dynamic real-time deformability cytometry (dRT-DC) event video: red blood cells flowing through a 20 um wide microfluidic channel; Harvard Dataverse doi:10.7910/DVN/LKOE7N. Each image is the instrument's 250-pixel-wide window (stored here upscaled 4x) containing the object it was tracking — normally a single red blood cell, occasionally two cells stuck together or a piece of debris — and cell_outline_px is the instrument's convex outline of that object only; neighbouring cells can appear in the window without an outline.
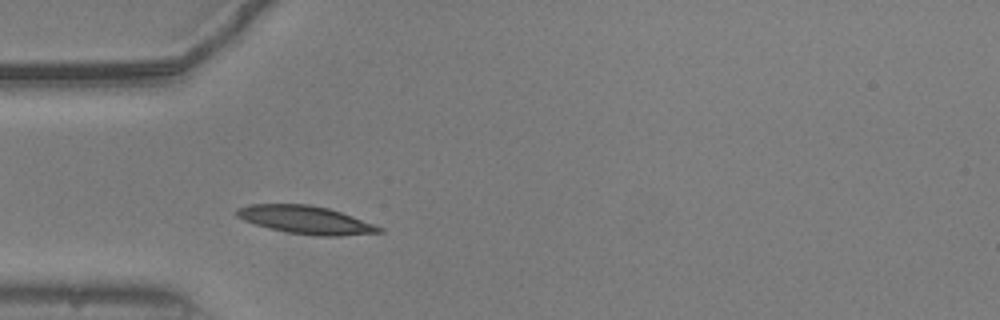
{"species": "common noctule bat (a hibernating species)", "species_latin": "Nyctalus noctula", "temperature_condition": "warm", "stored_images_in_passage": 14, "camera_frame_rate_fps": 3000, "um_per_image_px": 0.085, "animal": {"sex": "male", "body_mass_g": 20.5, "forearm_length_mm": 52.5}, "frame": {"image": 1, "passage_image": 1, "time_ms": 0.0, "image_size_px": [1000, 320], "cell_outline_px": [[384, 232], [340, 236], [316, 236], [288, 232], [268, 228], [244, 220], [236, 216], [236, 208], [252, 204], [308, 204], [328, 208], [352, 216], [384, 228]], "centroid_in_image_um": [26.0, 18.69], "position_along_channel_um": 59.0, "area_um2": 23.12}}
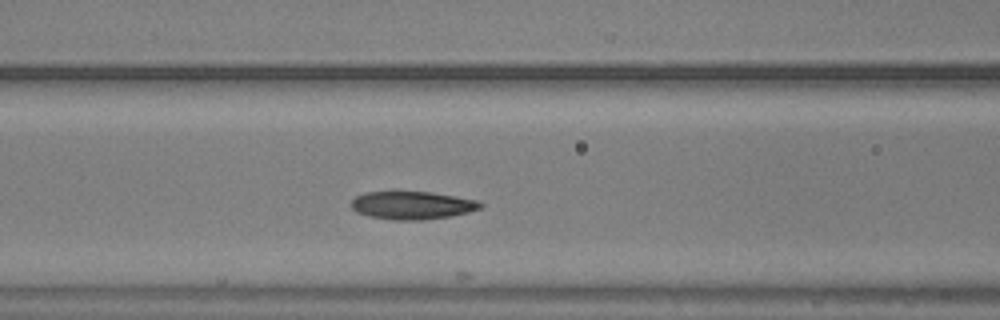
{"frame": {"image": 2, "passage_image": 7, "time_ms": 2.0, "image_size_px": [1000, 320], "cell_outline_px": [[484, 204], [480, 208], [468, 212], [452, 216], [424, 220], [392, 220], [368, 216], [356, 212], [352, 208], [352, 200], [356, 196], [364, 192], [396, 188], [432, 192], [480, 200]], "centroid_in_image_um": [35.01, 17.4], "position_along_channel_um": 131.6, "area_um2": 22.2}}
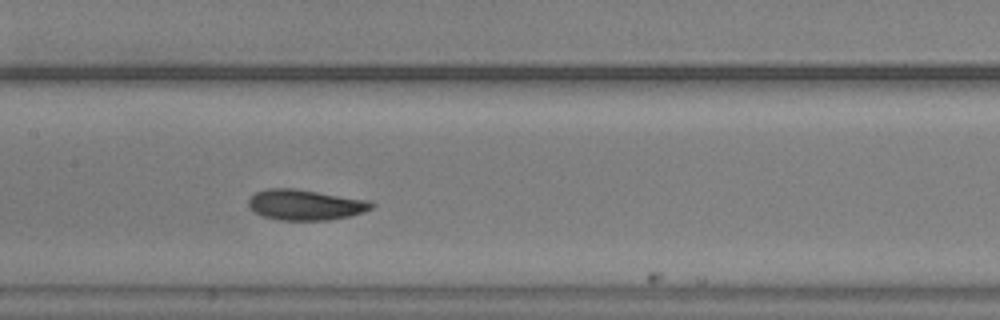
{"frame": {"image": 3, "passage_image": 11, "time_ms": 3.333, "image_size_px": [1000, 320], "cell_outline_px": [[372, 208], [364, 212], [348, 216], [328, 220], [280, 220], [264, 216], [256, 212], [248, 204], [248, 200], [256, 192], [268, 188], [296, 188], [368, 200], [372, 204]], "centroid_in_image_um": [25.95, 17.4], "position_along_channel_um": 181.5, "area_um2": 21.68}}